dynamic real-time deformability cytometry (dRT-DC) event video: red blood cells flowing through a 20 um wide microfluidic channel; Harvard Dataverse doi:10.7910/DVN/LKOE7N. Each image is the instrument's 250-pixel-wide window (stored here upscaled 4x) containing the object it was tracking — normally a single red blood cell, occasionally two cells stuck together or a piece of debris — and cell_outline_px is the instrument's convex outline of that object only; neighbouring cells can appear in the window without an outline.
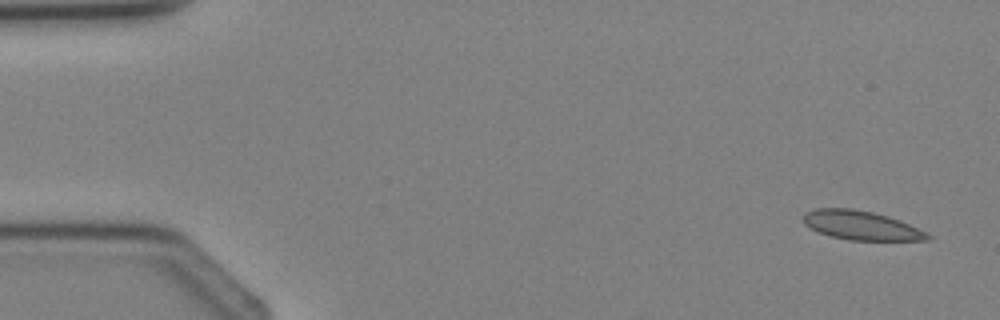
{"species": "Egyptian fruit bat (a non-hibernating species)", "species_latin": "Rousettus aegyptiacus", "temperature_condition": "cold", "stored_images_in_passage": 4, "segment_of_instrument_passage": [1, 2], "camera_frame_rate_fps": 3000, "um_per_image_px": 0.085, "animal": {"sex": "female"}, "frame": {"image": 1, "passage_image": 1, "time_ms": 0.0, "image_size_px": [1000, 320], "cell_outline_px": [[932, 236], [928, 240], [848, 240], [832, 236], [820, 232], [804, 224], [804, 212], [816, 208], [852, 208], [872, 212], [888, 216], [900, 220]], "centroid_in_image_um": [73.17, 19.15], "position_along_channel_um": 11.8, "area_um2": 20.75}}